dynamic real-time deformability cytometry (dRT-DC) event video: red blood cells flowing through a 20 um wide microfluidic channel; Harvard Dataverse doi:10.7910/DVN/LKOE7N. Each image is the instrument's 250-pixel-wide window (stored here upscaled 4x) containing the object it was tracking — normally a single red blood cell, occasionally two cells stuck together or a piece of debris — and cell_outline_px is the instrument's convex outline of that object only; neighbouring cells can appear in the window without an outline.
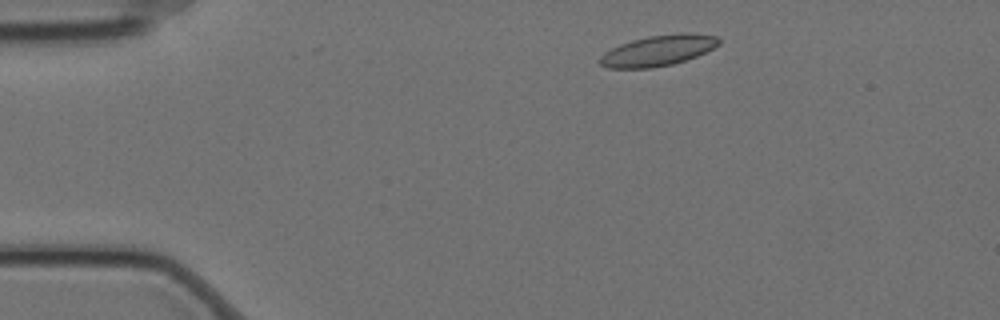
{"species": "Egyptian fruit bat (a non-hibernating species)", "species_latin": "Rousettus aegyptiacus", "temperature_condition": "cold", "stored_images_in_passage": 3, "camera_frame_rate_fps": 3000, "um_per_image_px": 0.085, "animal": {"sex": "female"}, "frame": {"image": 1, "passage_image": 1, "time_ms": 0.0, "image_size_px": [1000, 320], "cell_outline_px": [[720, 44], [696, 56], [672, 64], [652, 68], [608, 68], [600, 64], [596, 60], [604, 52], [620, 44], [632, 40], [648, 36], [680, 32], [688, 32], [716, 36], [720, 40]], "centroid_in_image_um": [55.9, 4.29], "position_along_channel_um": 29.1, "area_um2": 21.33}}